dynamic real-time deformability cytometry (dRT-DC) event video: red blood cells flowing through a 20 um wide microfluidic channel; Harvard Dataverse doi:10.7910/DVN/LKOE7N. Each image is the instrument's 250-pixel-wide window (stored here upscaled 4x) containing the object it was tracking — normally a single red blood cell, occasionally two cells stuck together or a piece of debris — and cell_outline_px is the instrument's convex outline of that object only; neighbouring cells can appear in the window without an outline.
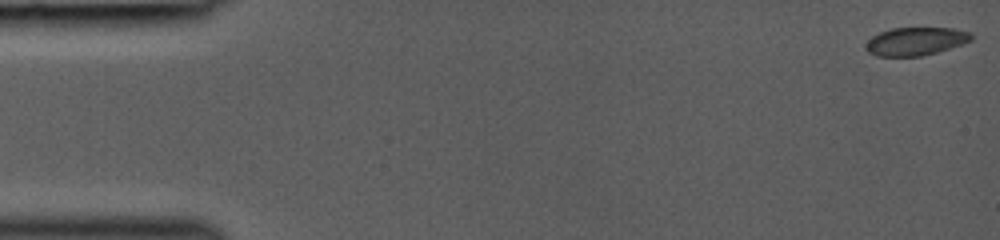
{"species": "common noctule bat (a hibernating species)", "species_latin": "Nyctalus noctula", "temperature_condition": "room temperature", "stored_images_in_passage": 41, "camera_frame_rate_fps": 3000, "um_per_image_px": 0.085, "animal": {"sex": "female", "body_mass_g": 19.0, "forearm_length_mm": 53.3}, "frame": {"image": 1, "passage_image": 1, "time_ms": 0.0, "image_size_px": [1000, 240], "cell_outline_px": [[972, 40], [936, 52], [920, 56], [876, 56], [868, 52], [864, 48], [864, 44], [872, 36], [880, 32], [892, 28], [952, 28], [972, 32]], "centroid_in_image_um": [77.79, 3.51], "position_along_channel_um": 7.2, "area_um2": 17.22}}
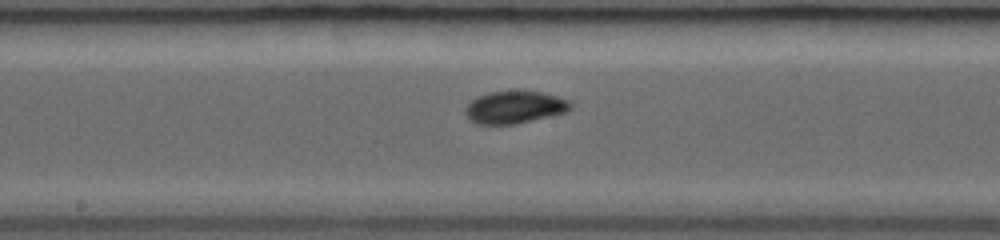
{"frame": {"image": 2, "passage_image": 24, "time_ms": 7.667, "image_size_px": [1000, 240], "cell_outline_px": [[572, 108], [568, 112], [516, 124], [476, 124], [468, 120], [464, 112], [464, 108], [472, 100], [480, 96], [492, 92], [540, 92], [556, 96], [568, 100], [572, 104]], "centroid_in_image_um": [43.74, 9.15], "position_along_channel_um": 204.5, "area_um2": 19.71}}
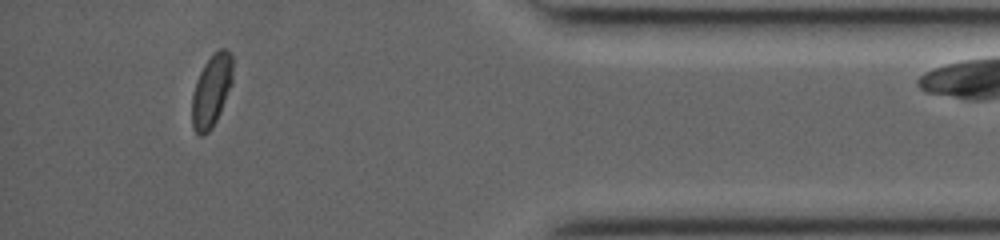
{"frame": {"image": 3, "passage_image": 40, "time_ms": 13.0, "image_size_px": [1000, 240], "cell_outline_px": [[232, 84], [220, 112], [212, 128], [204, 136], [196, 136], [192, 128], [192, 96], [196, 80], [204, 64], [220, 48], [224, 48], [232, 56]], "centroid_in_image_um": [17.95, 7.77], "position_along_channel_um": 417.2, "area_um2": 17.17}}